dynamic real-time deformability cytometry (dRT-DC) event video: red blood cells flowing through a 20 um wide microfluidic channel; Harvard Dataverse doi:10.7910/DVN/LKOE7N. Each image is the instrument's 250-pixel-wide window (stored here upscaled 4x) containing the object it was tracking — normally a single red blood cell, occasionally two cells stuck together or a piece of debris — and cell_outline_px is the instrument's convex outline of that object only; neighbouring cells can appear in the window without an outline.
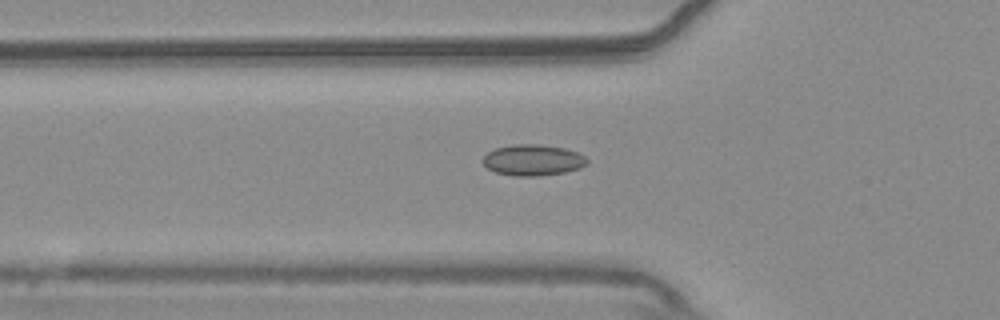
{"species": "common noctule bat (a hibernating species)", "species_latin": "Nyctalus noctula", "temperature_condition": "warm", "stored_images_in_passage": 42, "camera_frame_rate_fps": 3000, "um_per_image_px": 0.085, "animal": {"sex": "male", "body_mass_g": 20.4}, "frame": {"image": 1, "passage_image": 6, "time_ms": 1.667, "image_size_px": [1000, 320], "cell_outline_px": [[588, 164], [580, 168], [564, 172], [540, 176], [512, 176], [496, 172], [488, 168], [484, 164], [484, 156], [488, 152], [496, 148], [516, 144], [540, 144], [564, 148], [576, 152], [584, 156], [588, 160]], "centroid_in_image_um": [45.32, 13.61], "position_along_channel_um": 80.5, "area_um2": 18.79}}
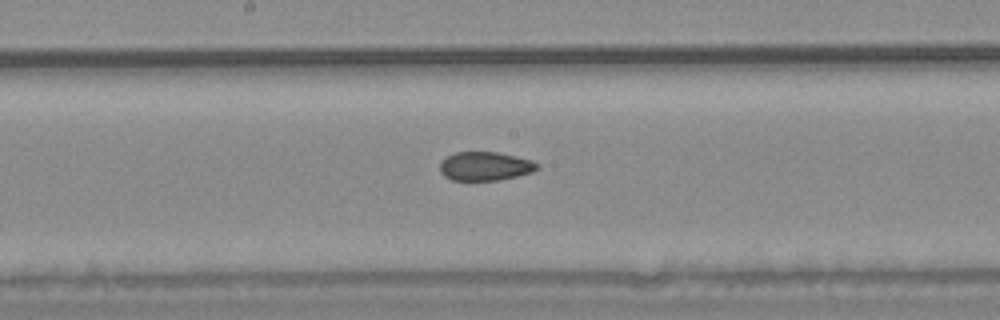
{"frame": {"image": 2, "passage_image": 16, "time_ms": 5.0, "image_size_px": [1000, 320], "cell_outline_px": [[536, 168], [532, 172], [500, 180], [452, 180], [444, 176], [440, 172], [440, 164], [448, 156], [456, 152], [496, 152], [532, 160], [536, 164]], "centroid_in_image_um": [41.2, 14.13], "position_along_channel_um": 207.0, "area_um2": 16.01}}
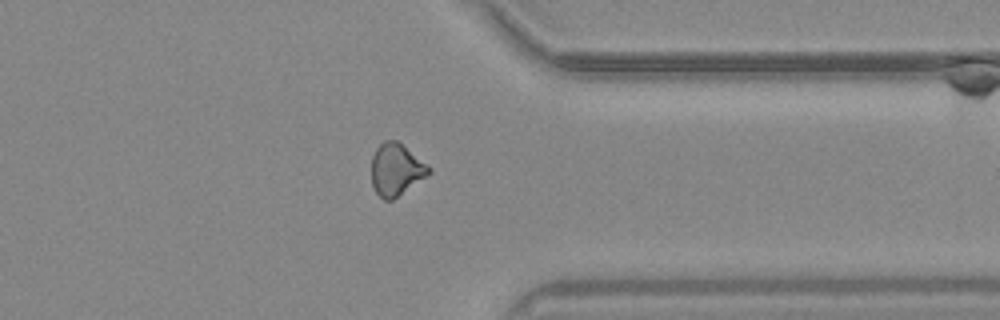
{"frame": {"image": 3, "passage_image": 30, "time_ms": 9.667, "image_size_px": [1000, 320], "cell_outline_px": [[432, 172], [392, 200], [384, 200], [376, 192], [372, 184], [372, 156], [376, 148], [384, 140], [396, 140], [428, 164], [432, 168]], "centroid_in_image_um": [33.67, 14.4], "position_along_channel_um": 377.7, "area_um2": 17.28}, "authors_computed_cell_mechanics": {"area_um2": 17.1666, "velocity_mm_per_s": 3.7727, "shape_relaxation_time_tau1_ms": null, "shape_relaxation_time_tau2_ms": 3.2616, "deformation_change_tau1": null, "deformation_change_tau2": 0.0771}}